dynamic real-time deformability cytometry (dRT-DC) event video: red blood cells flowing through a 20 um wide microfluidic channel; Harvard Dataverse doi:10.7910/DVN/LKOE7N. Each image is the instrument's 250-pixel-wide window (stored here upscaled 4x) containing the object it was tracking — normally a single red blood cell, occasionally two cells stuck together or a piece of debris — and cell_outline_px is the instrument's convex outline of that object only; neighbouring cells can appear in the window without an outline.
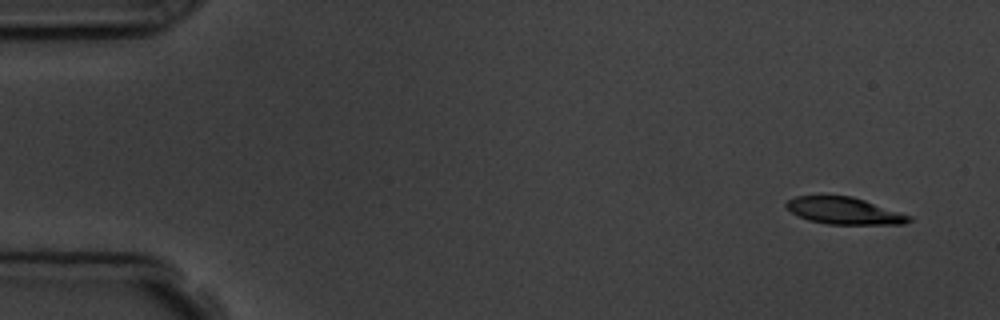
{"species": "common noctule bat (a hibernating species)", "species_latin": "Nyctalus noctula", "temperature_condition": "room temperature", "stored_images_in_passage": 4, "camera_frame_rate_fps": 3000, "um_per_image_px": 0.085, "animal": {"sex": "male", "body_mass_g": 19.5, "forearm_length_mm": 54.6}, "frame": {"image": 1, "passage_image": 1, "time_ms": 0.0, "image_size_px": [1000, 320], "cell_outline_px": [[912, 220], [904, 224], [828, 224], [808, 220], [792, 212], [784, 204], [788, 200], [796, 196], [852, 196], [912, 216]], "centroid_in_image_um": [71.77, 17.92], "position_along_channel_um": 13.2, "area_um2": 19.02}}
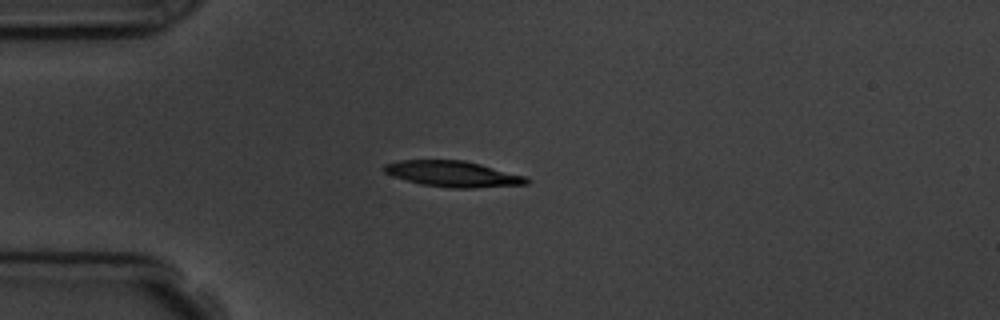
{"frame": {"image": 2, "passage_image": 4, "time_ms": 3.667, "image_size_px": [1000, 320], "cell_outline_px": [[532, 180], [528, 184], [472, 188], [452, 188], [420, 184], [392, 176], [384, 172], [380, 168], [384, 164], [400, 160], [464, 160], [480, 164], [524, 176]], "centroid_in_image_um": [38.45, 14.78], "position_along_channel_um": 46.5, "area_um2": 21.5}}